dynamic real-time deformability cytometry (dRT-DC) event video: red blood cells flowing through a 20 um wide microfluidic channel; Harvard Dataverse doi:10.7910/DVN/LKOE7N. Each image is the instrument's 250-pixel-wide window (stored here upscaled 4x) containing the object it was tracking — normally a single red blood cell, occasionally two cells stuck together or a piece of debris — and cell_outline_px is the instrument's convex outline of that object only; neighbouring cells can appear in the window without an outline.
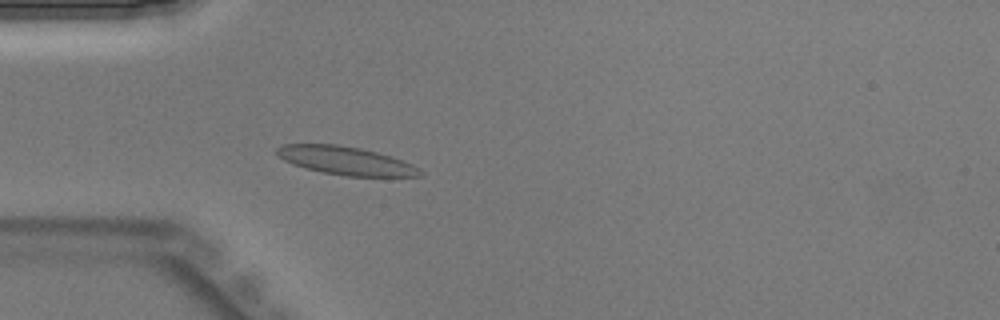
{"species": "Egyptian fruit bat (a non-hibernating species)", "species_latin": "Rousettus aegyptiacus", "temperature_condition": "warm", "stored_images_in_passage": 43, "camera_frame_rate_fps": 3000, "um_per_image_px": 0.085, "animal": {"sex": "male"}, "frame": {"image": 1, "passage_image": 12, "time_ms": 3.667, "image_size_px": [1000, 320], "cell_outline_px": [[424, 176], [344, 176], [324, 172], [292, 164], [284, 160], [276, 152], [276, 148], [284, 144], [336, 144], [360, 148], [392, 156], [412, 164], [420, 168], [424, 172]], "centroid_in_image_um": [29.44, 13.65], "position_along_channel_um": 55.6, "area_um2": 23.47}}
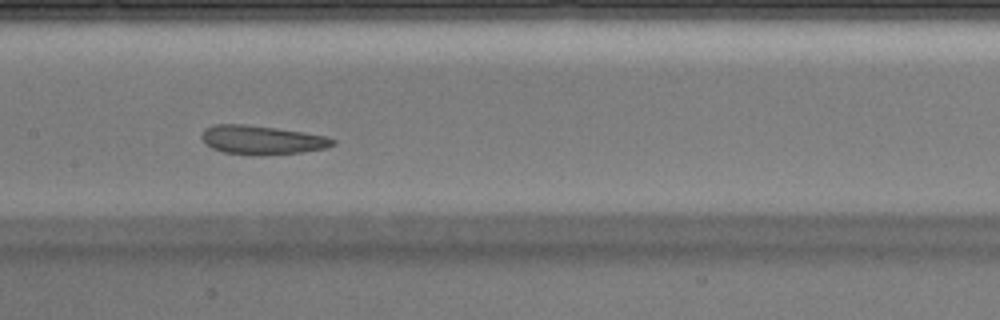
{"frame": {"image": 2, "passage_image": 21, "time_ms": 6.667, "image_size_px": [1000, 320], "cell_outline_px": [[336, 144], [328, 148], [300, 152], [260, 156], [248, 156], [224, 152], [212, 148], [200, 136], [204, 128], [212, 124], [244, 124], [276, 128], [328, 136], [336, 140]], "centroid_in_image_um": [22.27, 11.9], "position_along_channel_um": 185.1, "area_um2": 22.37}}
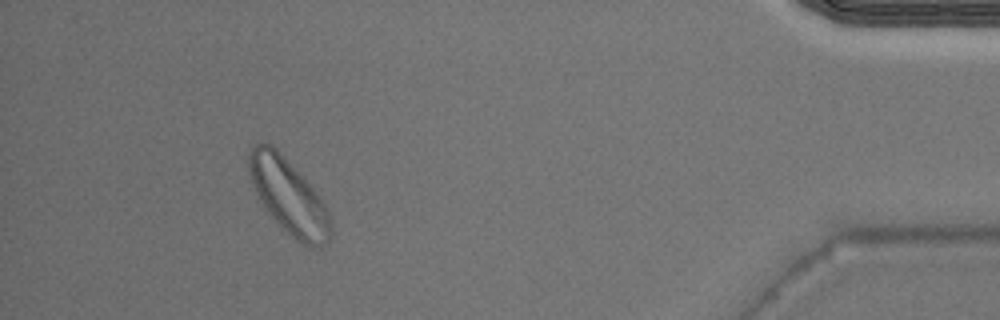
{"frame": {"image": 3, "passage_image": 40, "time_ms": 13.0, "image_size_px": [1000, 320], "cell_outline_px": [[332, 236], [320, 248], [308, 248], [300, 244], [264, 208], [256, 196], [248, 172], [248, 156], [252, 144], [260, 140], [264, 140], [272, 144], [276, 148], [312, 188], [324, 204], [328, 212], [332, 224]], "centroid_in_image_um": [24.5, 16.68], "position_along_channel_um": 410.7, "area_um2": 35.78}}